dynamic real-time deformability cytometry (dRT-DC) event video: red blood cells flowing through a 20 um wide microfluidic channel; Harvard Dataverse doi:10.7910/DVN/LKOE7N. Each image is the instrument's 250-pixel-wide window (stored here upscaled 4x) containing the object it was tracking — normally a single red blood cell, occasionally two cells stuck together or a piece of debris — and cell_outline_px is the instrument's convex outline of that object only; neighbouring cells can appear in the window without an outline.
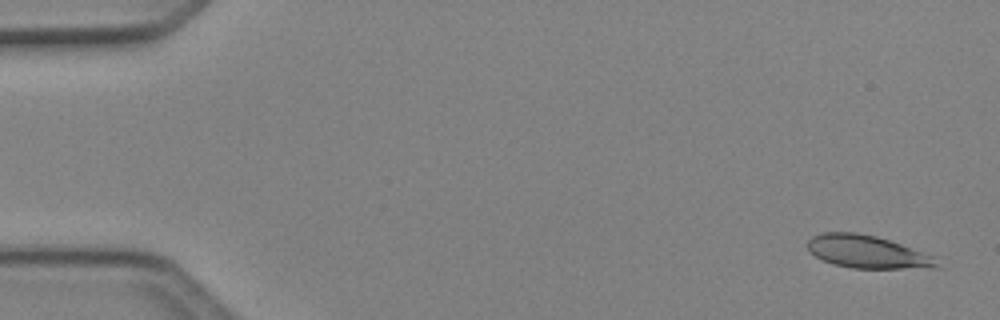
{"species": "Egyptian fruit bat (a non-hibernating species)", "species_latin": "Rousettus aegyptiacus", "temperature_condition": "cold", "stored_images_in_passage": 5, "camera_frame_rate_fps": 3000, "um_per_image_px": 0.085, "animal": {"sex": "female"}, "frame": {"image": 1, "passage_image": 1, "time_ms": 0.0, "image_size_px": [1000, 320], "cell_outline_px": [[940, 268], [852, 268], [832, 264], [816, 256], [808, 248], [808, 240], [812, 236], [820, 232], [856, 232], [876, 236], [900, 244], [932, 256]], "centroid_in_image_um": [73.67, 21.4], "position_along_channel_um": 11.3, "area_um2": 24.33}}
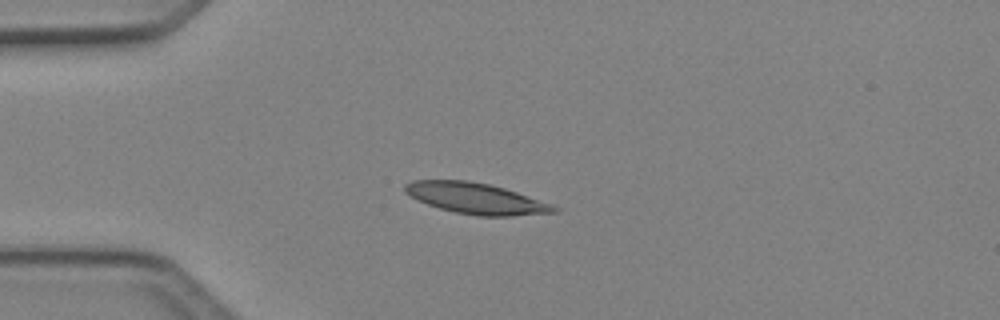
{"frame": {"image": 2, "passage_image": 4, "time_ms": 1.0, "image_size_px": [1000, 320], "cell_outline_px": [[560, 208], [556, 212], [512, 216], [476, 216], [456, 212], [440, 208], [428, 204], [404, 192], [404, 184], [412, 180], [468, 180], [488, 184], [504, 188], [552, 204]], "centroid_in_image_um": [40.46, 16.86], "position_along_channel_um": 44.5, "area_um2": 26.65}}